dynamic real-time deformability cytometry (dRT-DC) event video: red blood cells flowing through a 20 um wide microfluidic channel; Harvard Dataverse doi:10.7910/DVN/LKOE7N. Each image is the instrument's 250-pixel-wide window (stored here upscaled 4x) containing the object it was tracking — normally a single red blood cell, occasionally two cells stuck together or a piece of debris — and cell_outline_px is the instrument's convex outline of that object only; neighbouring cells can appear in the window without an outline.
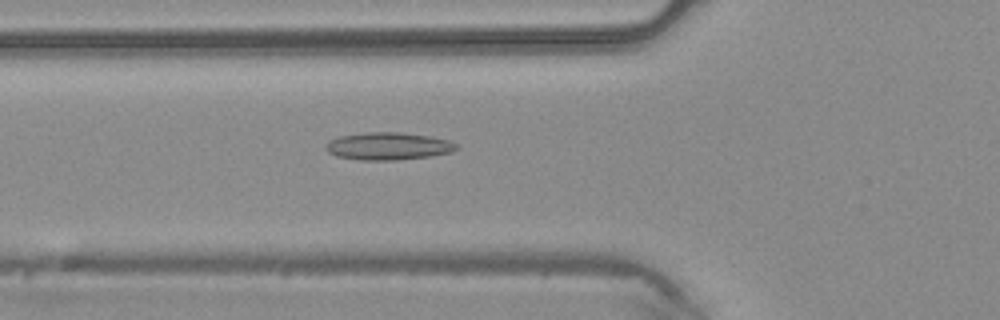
{"species": "common noctule bat (a hibernating species)", "species_latin": "Nyctalus noctula", "temperature_condition": "warm", "stored_images_in_passage": 38, "camera_frame_rate_fps": 3000, "um_per_image_px": 0.085, "animal": {"sex": "male", "body_mass_g": 20.4}, "frame": {"image": 1, "passage_image": 9, "time_ms": 2.667, "image_size_px": [1000, 320], "cell_outline_px": [[460, 148], [452, 152], [432, 156], [396, 160], [360, 160], [336, 156], [328, 152], [324, 148], [328, 140], [340, 136], [364, 132], [400, 132], [432, 136], [448, 140], [460, 144]], "centroid_in_image_um": [33.03, 12.42], "position_along_channel_um": 92.8, "area_um2": 21.33}}
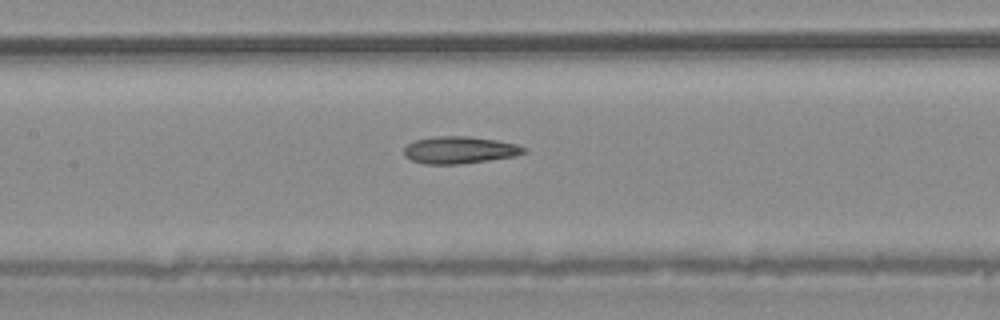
{"frame": {"image": 2, "passage_image": 14, "time_ms": 4.333, "image_size_px": [1000, 320], "cell_outline_px": [[528, 152], [516, 156], [460, 164], [424, 164], [412, 160], [404, 156], [404, 148], [408, 144], [416, 140], [440, 136], [468, 136], [496, 140], [516, 144], [528, 148]], "centroid_in_image_um": [39.1, 12.75], "position_along_channel_um": 168.3, "area_um2": 18.96}}
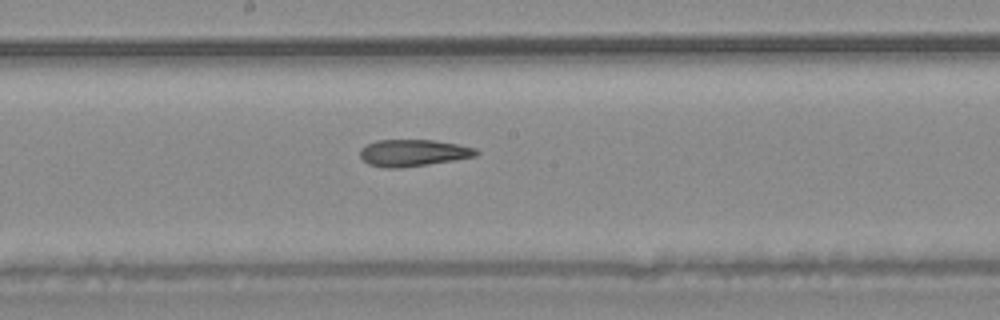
{"frame": {"image": 3, "passage_image": 17, "time_ms": 5.333, "image_size_px": [1000, 320], "cell_outline_px": [[480, 152], [476, 156], [456, 160], [400, 168], [384, 168], [368, 164], [360, 156], [360, 148], [376, 140], [432, 140], [456, 144], [476, 148]], "centroid_in_image_um": [35.12, 13.0], "position_along_channel_um": 213.1, "area_um2": 18.15}}